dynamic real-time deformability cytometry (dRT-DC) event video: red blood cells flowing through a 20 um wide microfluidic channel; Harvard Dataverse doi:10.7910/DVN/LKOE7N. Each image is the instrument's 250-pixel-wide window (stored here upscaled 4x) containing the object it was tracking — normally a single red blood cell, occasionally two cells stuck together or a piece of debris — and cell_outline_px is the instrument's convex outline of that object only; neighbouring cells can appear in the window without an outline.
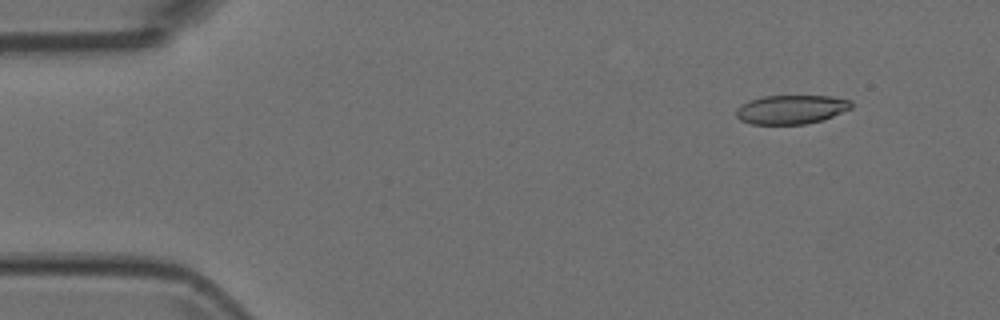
{"species": "Egyptian fruit bat (a non-hibernating species)", "species_latin": "Rousettus aegyptiacus", "temperature_condition": "room temperature", "stored_images_in_passage": 4, "camera_frame_rate_fps": 3000, "um_per_image_px": 0.085, "animal": {"sex": "female"}, "frame": {"image": 1, "passage_image": 1, "time_ms": 0.0, "image_size_px": [1000, 320], "cell_outline_px": [[852, 108], [832, 116], [820, 120], [804, 124], [752, 124], [740, 120], [736, 116], [736, 108], [740, 104], [748, 100], [764, 96], [832, 96], [852, 100]], "centroid_in_image_um": [67.23, 9.29], "position_along_channel_um": 17.8, "area_um2": 19.48}}
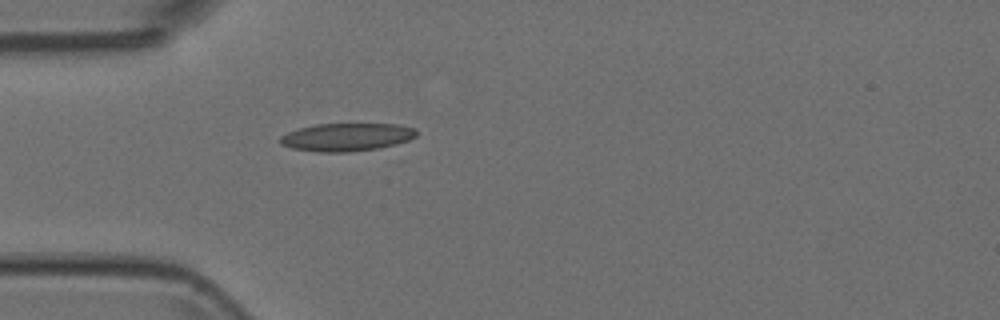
{"frame": {"image": 2, "passage_image": 4, "time_ms": 1.0, "image_size_px": [1000, 320], "cell_outline_px": [[416, 136], [408, 140], [380, 148], [352, 152], [316, 152], [292, 148], [280, 144], [280, 136], [288, 132], [300, 128], [316, 124], [396, 124], [416, 128]], "centroid_in_image_um": [29.46, 11.66], "position_along_channel_um": 55.5, "area_um2": 22.2}}